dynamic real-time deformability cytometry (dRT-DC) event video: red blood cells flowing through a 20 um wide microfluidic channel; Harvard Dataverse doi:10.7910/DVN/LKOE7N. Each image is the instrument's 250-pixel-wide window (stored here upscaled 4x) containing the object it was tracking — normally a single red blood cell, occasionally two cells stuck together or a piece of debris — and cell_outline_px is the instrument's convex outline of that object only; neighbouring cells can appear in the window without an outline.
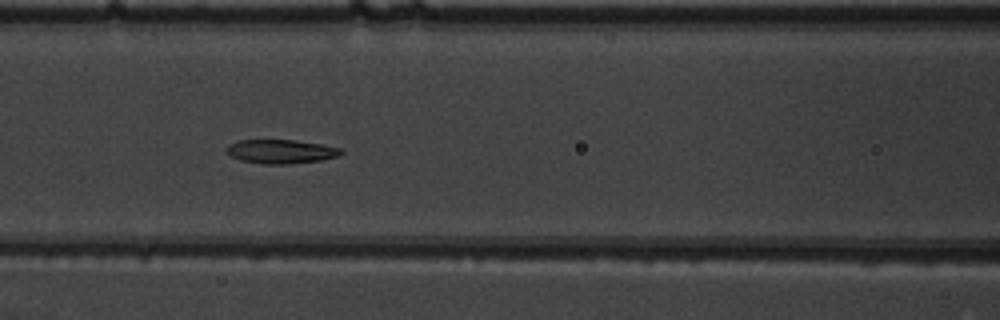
{"species": "common noctule bat (a hibernating species)", "species_latin": "Nyctalus noctula", "temperature_condition": "warm", "stored_images_in_passage": 31, "camera_frame_rate_fps": 3000, "um_per_image_px": 0.085, "animal": {"sex": "male", "body_mass_g": 19.5, "forearm_length_mm": 54.6}, "frame": {"image": 1, "passage_image": 9, "time_ms": 2.667, "image_size_px": [1000, 320], "cell_outline_px": [[344, 152], [340, 156], [320, 160], [292, 164], [264, 164], [240, 160], [232, 156], [224, 148], [228, 144], [236, 140], [296, 140], [344, 148]], "centroid_in_image_um": [23.9, 12.87], "position_along_channel_um": 142.7, "area_um2": 16.18}}
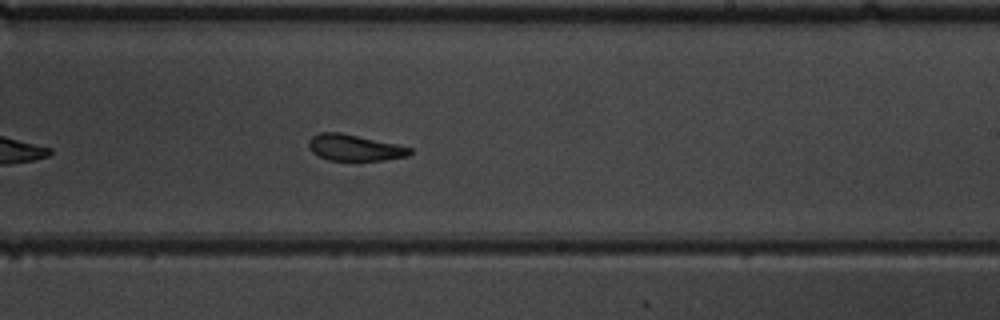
{"frame": {"image": 2, "passage_image": 18, "time_ms": 5.667, "image_size_px": [1000, 320], "cell_outline_px": [[412, 152], [408, 156], [384, 160], [328, 160], [312, 152], [308, 148], [308, 140], [312, 136], [320, 132], [340, 132], [396, 144], [412, 148]], "centroid_in_image_um": [30.11, 12.55], "position_along_channel_um": 258.9, "area_um2": 15.43}}
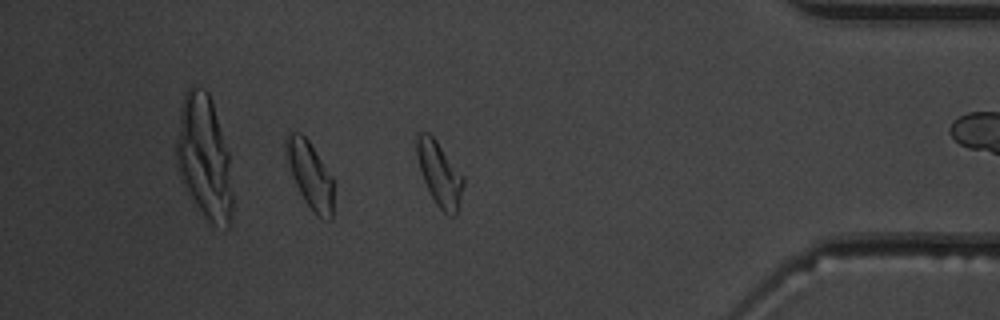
{"frame": {"image": 3, "passage_image": 31, "time_ms": 10.0, "image_size_px": [1000, 320], "cell_outline_px": [[464, 184], [456, 216], [448, 216], [436, 204], [424, 180], [416, 156], [416, 132], [428, 132], [436, 140], [464, 176]], "centroid_in_image_um": [37.36, 14.76], "position_along_channel_um": 397.8, "area_um2": 17.34}, "authors_computed_cell_mechanics": {"area_um2": 16.5308, "velocity_mm_per_s": 3.8815, "shape_relaxation_time_tau1_ms": 3.248, "shape_relaxation_time_tau2_ms": 2.7913, "deformation_change_tau1": 0.1023, "deformation_change_tau2": 0.106}}